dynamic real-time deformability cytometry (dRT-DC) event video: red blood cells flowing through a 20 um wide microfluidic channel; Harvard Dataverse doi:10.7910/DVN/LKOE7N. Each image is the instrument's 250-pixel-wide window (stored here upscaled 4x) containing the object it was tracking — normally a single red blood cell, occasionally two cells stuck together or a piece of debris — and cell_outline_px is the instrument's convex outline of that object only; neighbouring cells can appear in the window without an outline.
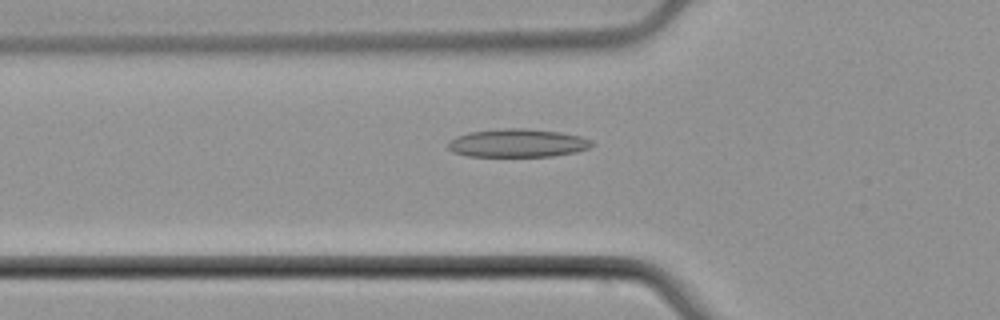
{"species": "common noctule bat (a hibernating species)", "species_latin": "Nyctalus noctula", "temperature_condition": "cold", "stored_images_in_passage": 39, "camera_frame_rate_fps": 3000, "um_per_image_px": 0.085, "animal": {"sex": "male", "body_mass_g": 21.5, "forearm_length_mm": 52.0}, "frame": {"image": 1, "passage_image": 4, "time_ms": 1.0, "image_size_px": [1000, 320], "cell_outline_px": [[596, 144], [588, 148], [576, 152], [552, 156], [468, 156], [452, 152], [448, 148], [448, 144], [456, 136], [468, 132], [504, 128], [524, 128], [560, 132], [580, 136], [592, 140]], "centroid_in_image_um": [44.01, 12.16], "position_along_channel_um": 81.8, "area_um2": 23.7}}
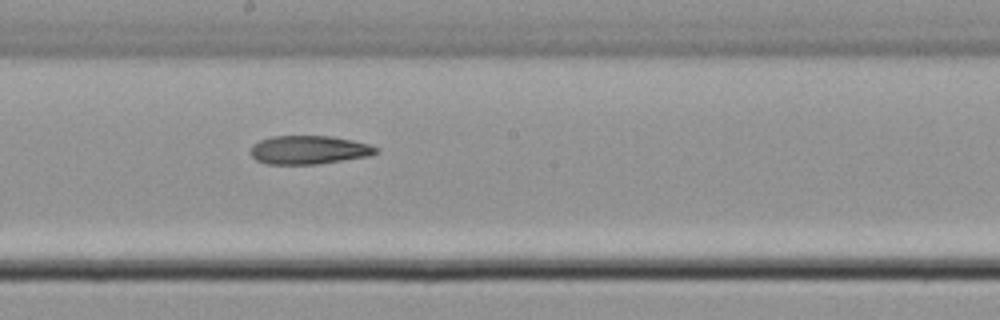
{"frame": {"image": 2, "passage_image": 15, "time_ms": 4.667, "image_size_px": [1000, 320], "cell_outline_px": [[380, 152], [368, 156], [316, 164], [268, 164], [256, 160], [252, 156], [252, 144], [260, 140], [272, 136], [332, 136], [352, 140], [368, 144], [380, 148]], "centroid_in_image_um": [26.28, 12.73], "position_along_channel_um": 221.9, "area_um2": 20.81}}
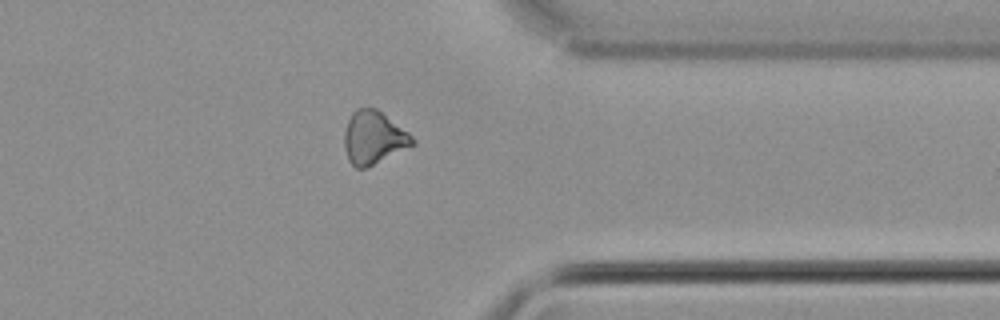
{"frame": {"image": 3, "passage_image": 28, "time_ms": 9.0, "image_size_px": [1000, 320], "cell_outline_px": [[416, 144], [368, 168], [356, 168], [348, 160], [344, 148], [344, 132], [348, 120], [352, 112], [356, 108], [376, 108], [408, 132], [416, 140]], "centroid_in_image_um": [31.75, 11.72], "position_along_channel_um": 379.6, "area_um2": 21.21}}